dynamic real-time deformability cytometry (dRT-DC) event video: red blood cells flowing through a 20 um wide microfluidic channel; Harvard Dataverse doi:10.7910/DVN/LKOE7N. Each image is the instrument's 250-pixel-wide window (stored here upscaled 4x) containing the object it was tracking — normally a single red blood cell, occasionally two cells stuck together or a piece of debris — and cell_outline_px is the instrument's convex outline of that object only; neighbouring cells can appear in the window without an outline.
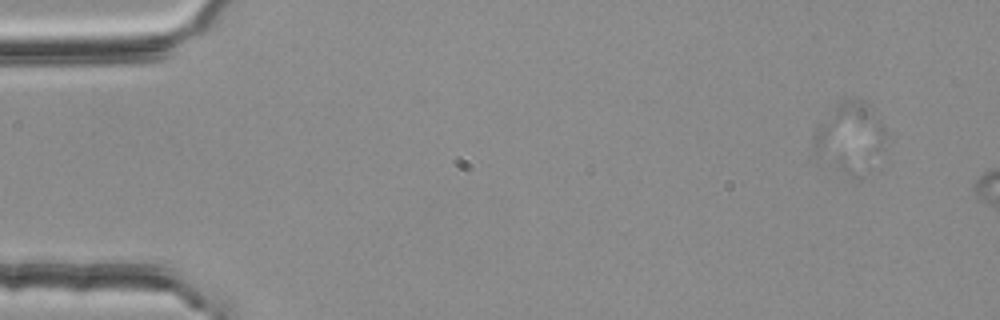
{"species": "common noctule bat (a hibernating species)", "species_latin": "Nyctalus noctula", "temperature_condition": "room temperature", "stored_images_in_passage": 5, "camera_frame_rate_fps": 3000, "um_per_image_px": 0.085, "animal": {"sex": "female", "body_mass_g": 25.1}, "frame": {"image": 1, "passage_image": 4, "time_ms": 1.0, "image_size_px": [1000, 320], "cell_outline_px": [[884, 132], [880, 148], [816, 156], [812, 152], [812, 136], [816, 128], [848, 96], [856, 96], [864, 100], [868, 104], [884, 128]], "centroid_in_image_um": [72.11, 11.0], "position_along_channel_um": 12.9, "area_um2": 21.5}}